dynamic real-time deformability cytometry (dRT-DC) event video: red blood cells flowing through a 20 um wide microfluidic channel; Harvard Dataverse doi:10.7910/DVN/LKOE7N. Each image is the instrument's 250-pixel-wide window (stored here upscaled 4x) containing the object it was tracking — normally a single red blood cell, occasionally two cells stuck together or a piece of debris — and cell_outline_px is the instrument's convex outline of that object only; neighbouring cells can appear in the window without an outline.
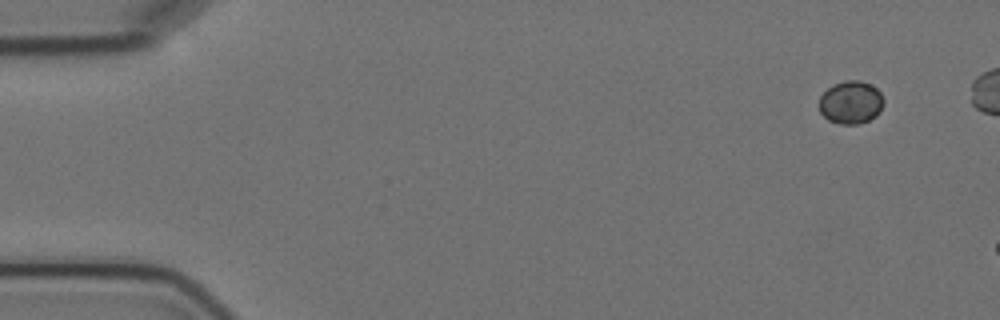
{"species": "Egyptian fruit bat (a non-hibernating species)", "species_latin": "Rousettus aegyptiacus", "temperature_condition": "cold", "stored_images_in_passage": 3, "camera_frame_rate_fps": 3000, "um_per_image_px": 0.085, "animal": {"sex": "female"}, "frame": {"image": 1, "passage_image": 1, "time_ms": 0.0, "image_size_px": [1000, 320], "cell_outline_px": [[884, 104], [880, 112], [876, 116], [860, 124], [840, 124], [828, 120], [820, 112], [820, 96], [832, 84], [844, 80], [860, 80], [876, 88], [880, 92], [884, 100]], "centroid_in_image_um": [72.33, 8.7], "position_along_channel_um": 12.7, "area_um2": 16.24}}